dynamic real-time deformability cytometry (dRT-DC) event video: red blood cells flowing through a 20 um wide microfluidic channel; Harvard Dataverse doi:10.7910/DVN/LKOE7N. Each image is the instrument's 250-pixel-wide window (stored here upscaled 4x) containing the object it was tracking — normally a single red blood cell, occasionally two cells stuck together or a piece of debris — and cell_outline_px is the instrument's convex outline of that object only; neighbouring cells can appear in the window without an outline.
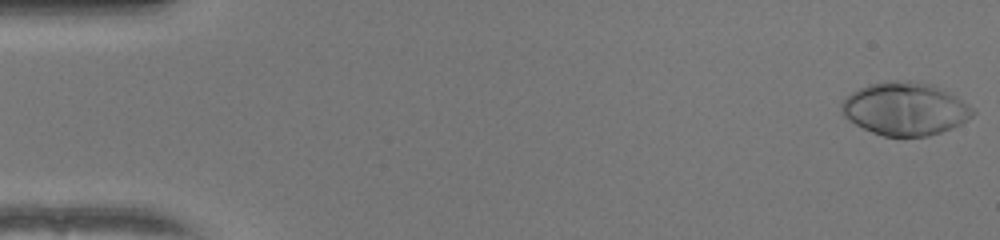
{"species": "human", "species_latin": "Homo sapiens", "temperature_condition": "warm", "stored_images_in_passage": 51, "camera_frame_rate_fps": 3000, "um_per_image_px": 0.085, "donor": {"sex": "female"}, "frame": {"image": 1, "passage_image": 1, "time_ms": 0.0, "image_size_px": [1000, 240], "cell_outline_px": [[976, 112], [968, 120], [952, 128], [928, 136], [884, 136], [872, 132], [856, 124], [844, 116], [840, 112], [840, 104], [852, 92], [868, 84], [888, 80], [908, 80], [932, 84], [956, 96], [968, 104]], "centroid_in_image_um": [76.93, 9.24], "position_along_channel_um": 8.1, "area_um2": 40.46}}
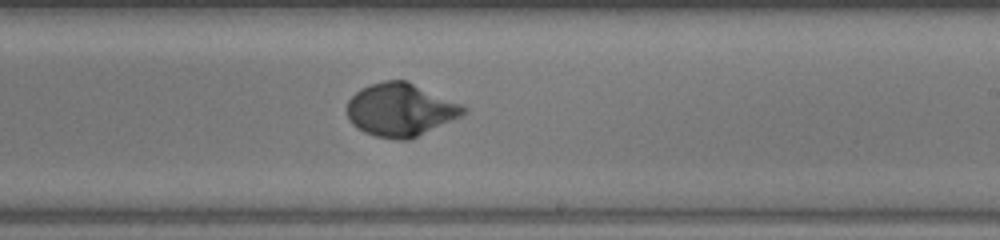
{"frame": {"image": 2, "passage_image": 31, "time_ms": 10.0, "image_size_px": [1000, 240], "cell_outline_px": [[468, 112], [460, 116], [408, 140], [396, 140], [376, 136], [364, 132], [356, 128], [348, 120], [348, 100], [360, 88], [384, 80], [408, 80], [464, 104], [468, 108]], "centroid_in_image_um": [34.06, 9.31], "position_along_channel_um": 254.9, "area_um2": 36.18}}
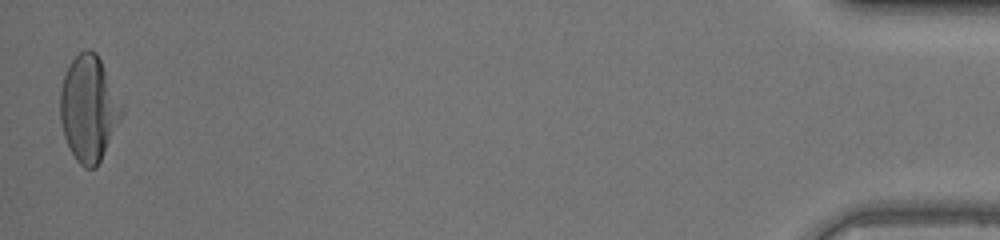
{"frame": {"image": 3, "passage_image": 51, "time_ms": 16.667, "image_size_px": [1000, 240], "cell_outline_px": [[124, 112], [96, 168], [84, 168], [76, 160], [64, 136], [60, 120], [60, 92], [64, 76], [72, 60], [80, 52], [88, 48], [96, 52], [124, 104]], "centroid_in_image_um": [7.56, 9.21], "position_along_channel_um": 427.6, "area_um2": 37.74}, "authors_computed_cell_mechanics": {"area_um2": 35.258, "velocity_mm_per_s": 4.0336, "shape_relaxation_time_tau1_ms": 3.6191, "shape_relaxation_time_tau2_ms": null, "deformation_change_tau1": 0.2377, "deformation_change_tau2": null}}